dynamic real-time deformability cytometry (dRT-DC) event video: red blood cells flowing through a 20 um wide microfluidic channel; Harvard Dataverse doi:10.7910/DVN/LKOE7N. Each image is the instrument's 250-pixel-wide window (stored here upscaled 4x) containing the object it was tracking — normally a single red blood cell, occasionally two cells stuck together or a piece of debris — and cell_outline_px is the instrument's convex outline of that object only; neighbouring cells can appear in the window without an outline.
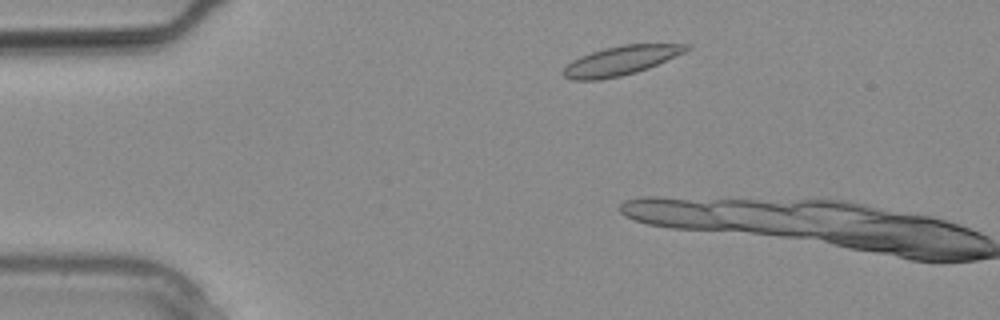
{"species": "common noctule bat (a hibernating species)", "species_latin": "Nyctalus noctula", "temperature_condition": "warm", "stored_images_in_passage": 2, "camera_frame_rate_fps": 3000, "um_per_image_px": 0.085, "animal": {"sex": "male", "body_mass_g": 20.4}, "frame": {"image": 1, "passage_image": 1, "time_ms": 0.0, "image_size_px": [1000, 320], "cell_outline_px": [[692, 48], [684, 52], [648, 68], [636, 72], [620, 76], [600, 80], [572, 80], [564, 76], [560, 72], [572, 60], [580, 56], [592, 52], [624, 44], [692, 44]], "centroid_in_image_um": [52.76, 5.16], "position_along_channel_um": 32.2, "area_um2": 20.75}}